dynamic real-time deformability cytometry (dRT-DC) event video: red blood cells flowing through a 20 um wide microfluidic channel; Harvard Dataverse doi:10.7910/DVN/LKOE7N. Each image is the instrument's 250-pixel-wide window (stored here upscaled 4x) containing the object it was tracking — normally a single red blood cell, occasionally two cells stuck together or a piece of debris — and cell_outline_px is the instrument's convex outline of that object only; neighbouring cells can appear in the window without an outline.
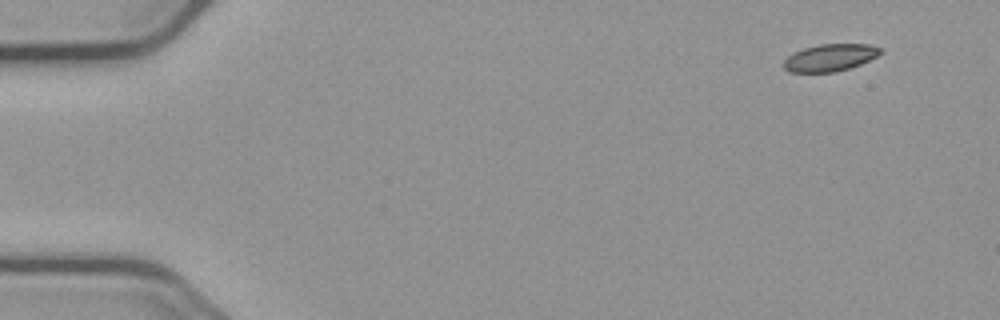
{"species": "common noctule bat (a hibernating species)", "species_latin": "Nyctalus noctula", "temperature_condition": "cold", "stored_images_in_passage": 53, "camera_frame_rate_fps": 3000, "um_per_image_px": 0.085, "animal": {"sex": "male", "body_mass_g": 23.1, "forearm_length_mm": 52.7}, "frame": {"image": 1, "passage_image": 1, "time_ms": 0.0, "image_size_px": [1000, 320], "cell_outline_px": [[884, 52], [860, 64], [836, 72], [788, 72], [784, 68], [784, 60], [792, 52], [804, 48], [820, 44], [868, 44], [884, 48]], "centroid_in_image_um": [70.56, 4.89], "position_along_channel_um": 14.4, "area_um2": 15.37}}
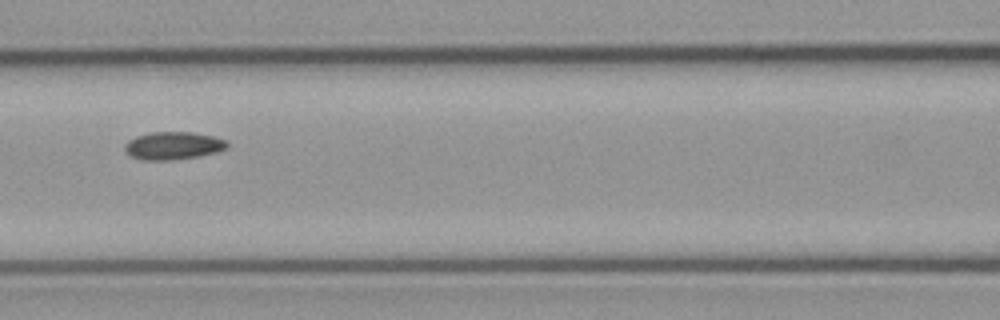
{"frame": {"image": 2, "passage_image": 22, "time_ms": 7.0, "image_size_px": [1000, 320], "cell_outline_px": [[228, 148], [216, 152], [196, 156], [172, 160], [140, 160], [128, 156], [124, 152], [124, 144], [128, 140], [136, 136], [152, 132], [192, 132], [212, 136], [224, 140], [228, 144]], "centroid_in_image_um": [14.64, 12.39], "position_along_channel_um": 152.0, "area_um2": 16.65}}
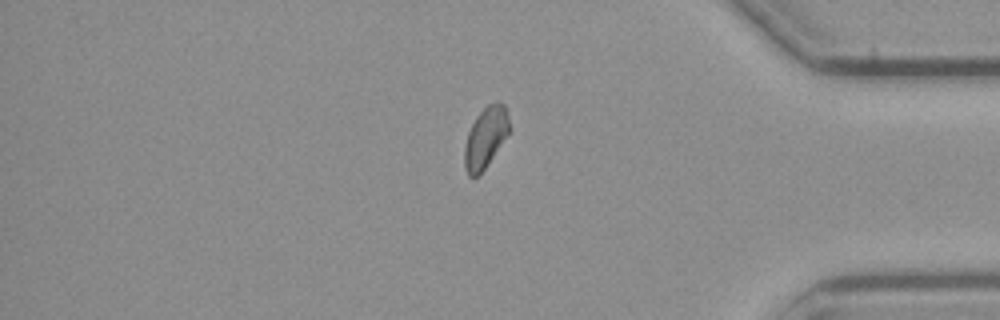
{"frame": {"image": 3, "passage_image": 44, "time_ms": 14.333, "image_size_px": [1000, 320], "cell_outline_px": [[508, 136], [484, 168], [476, 176], [468, 176], [464, 164], [464, 148], [468, 132], [476, 116], [488, 104], [496, 100], [504, 104], [508, 112]], "centroid_in_image_um": [41.27, 11.65], "position_along_channel_um": 393.9, "area_um2": 15.72}, "authors_computed_cell_mechanics": {"area_um2": 16.0106, "velocity_mm_per_s": 3.6609, "shape_relaxation_time_tau1_ms": 4.3175, "shape_relaxation_time_tau2_ms": null, "deformation_change_tau1": 0.0754, "deformation_change_tau2": null}}